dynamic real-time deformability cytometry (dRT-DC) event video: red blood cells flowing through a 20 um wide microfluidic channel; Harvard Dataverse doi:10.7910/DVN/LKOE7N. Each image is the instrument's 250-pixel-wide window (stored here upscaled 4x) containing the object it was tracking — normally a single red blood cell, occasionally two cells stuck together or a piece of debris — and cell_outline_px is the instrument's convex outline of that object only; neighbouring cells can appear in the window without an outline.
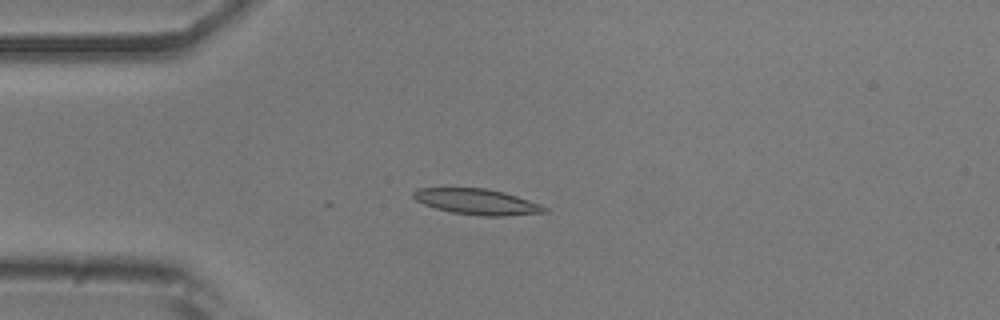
{"species": "common noctule bat (a hibernating species)", "species_latin": "Nyctalus noctula", "temperature_condition": "room temperature", "stored_images_in_passage": 9, "camera_frame_rate_fps": 3000, "um_per_image_px": 0.085, "animal": {"sex": "male", "body_mass_g": 20.5, "forearm_length_mm": 52.5}, "frame": {"image": 1, "passage_image": 1, "time_ms": 0.0, "image_size_px": [1000, 320], "cell_outline_px": [[548, 212], [504, 216], [480, 216], [452, 212], [436, 208], [424, 204], [416, 200], [412, 196], [412, 192], [416, 188], [488, 188], [504, 192], [540, 204], [548, 208]], "centroid_in_image_um": [40.54, 17.14], "position_along_channel_um": 44.5, "area_um2": 19.65}}
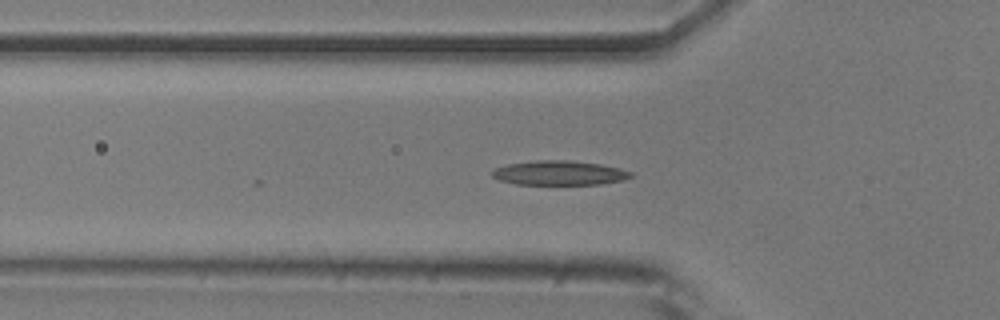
{"frame": {"image": 2, "passage_image": 5, "time_ms": 1.333, "image_size_px": [1000, 320], "cell_outline_px": [[636, 176], [624, 180], [600, 184], [516, 184], [500, 180], [492, 176], [492, 172], [496, 168], [508, 164], [536, 160], [568, 160], [600, 164], [620, 168], [632, 172]], "centroid_in_image_um": [47.6, 14.7], "position_along_channel_um": 78.2, "area_um2": 19.71}}
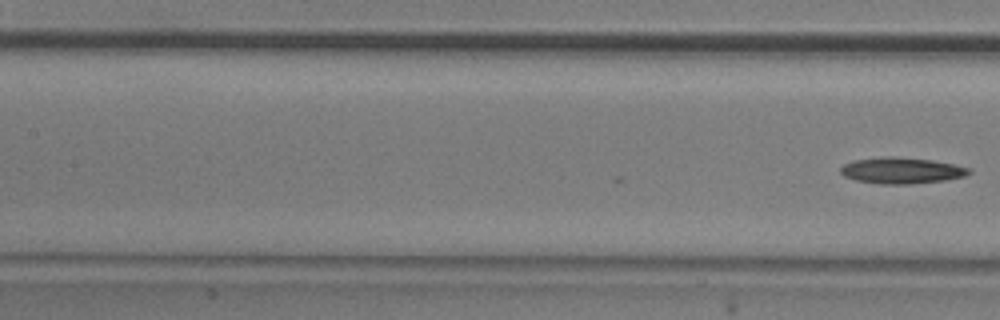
{"frame": {"image": 3, "passage_image": 9, "time_ms": 2.667, "image_size_px": [1000, 320], "cell_outline_px": [[972, 172], [964, 176], [944, 180], [908, 184], [880, 184], [856, 180], [844, 176], [840, 172], [840, 168], [844, 164], [852, 160], [880, 156], [892, 156], [932, 160], [952, 164], [968, 168]], "centroid_in_image_um": [76.57, 14.48], "position_along_channel_um": 130.8, "area_um2": 19.54}}